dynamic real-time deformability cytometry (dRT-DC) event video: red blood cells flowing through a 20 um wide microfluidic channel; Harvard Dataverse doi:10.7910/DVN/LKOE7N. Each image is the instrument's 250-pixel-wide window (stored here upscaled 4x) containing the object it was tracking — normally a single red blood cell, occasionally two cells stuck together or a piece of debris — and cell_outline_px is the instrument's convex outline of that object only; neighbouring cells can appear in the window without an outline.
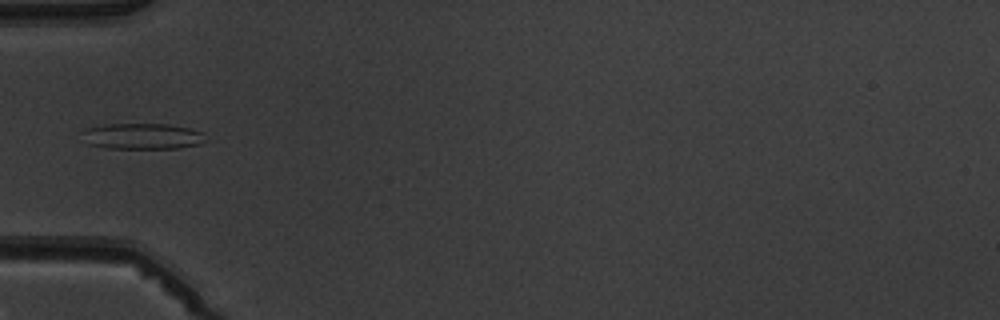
{"species": "common noctule bat (a hibernating species)", "species_latin": "Nyctalus noctula", "temperature_condition": "warm", "stored_images_in_passage": 6, "camera_frame_rate_fps": 3000, "um_per_image_px": 0.085, "animal": {"sex": "male", "body_mass_g": 19.5, "forearm_length_mm": 54.6}, "frame": {"image": 1, "passage_image": 5, "time_ms": 5.667, "image_size_px": [1000, 320], "cell_outline_px": [[204, 132], [200, 144], [176, 148], [104, 148], [88, 144], [80, 132], [84, 128], [104, 124], [168, 124], [188, 128]], "centroid_in_image_um": [12.01, 11.57], "position_along_channel_um": 73.0, "area_um2": 18.61}}
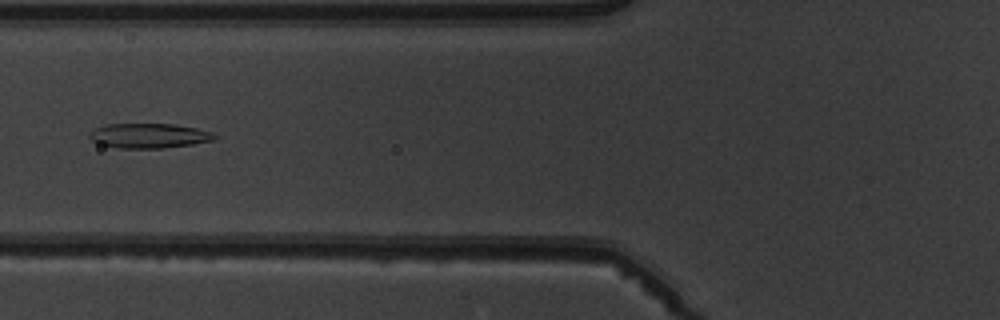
{"frame": {"image": 2, "passage_image": 6, "time_ms": 6.667, "image_size_px": [1000, 320], "cell_outline_px": [[220, 136], [216, 140], [192, 144], [164, 148], [116, 148], [100, 144], [92, 140], [88, 136], [96, 128], [108, 124], [176, 124], [196, 128], [212, 132]], "centroid_in_image_um": [12.73, 11.54], "position_along_channel_um": 113.1, "area_um2": 18.09}}